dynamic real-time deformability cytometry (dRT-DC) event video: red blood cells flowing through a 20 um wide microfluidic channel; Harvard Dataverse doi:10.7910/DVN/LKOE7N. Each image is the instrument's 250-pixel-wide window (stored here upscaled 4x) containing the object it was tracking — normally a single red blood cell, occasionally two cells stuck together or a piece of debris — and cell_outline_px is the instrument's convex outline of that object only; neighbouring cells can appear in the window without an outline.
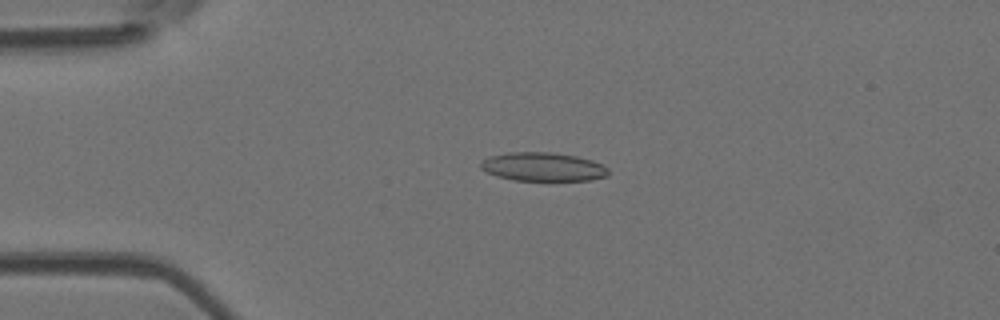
{"species": "Egyptian fruit bat (a non-hibernating species)", "species_latin": "Rousettus aegyptiacus", "temperature_condition": "room temperature", "stored_images_in_passage": 23, "camera_frame_rate_fps": 3000, "um_per_image_px": 0.085, "animal": {"sex": "female"}, "frame": {"image": 1, "passage_image": 12, "time_ms": 3.667, "image_size_px": [1000, 320], "cell_outline_px": [[608, 176], [592, 180], [512, 180], [496, 176], [484, 172], [480, 168], [480, 160], [488, 156], [508, 152], [548, 152], [576, 156], [592, 160], [608, 168]], "centroid_in_image_um": [46.09, 14.18], "position_along_channel_um": 38.9, "area_um2": 21.5}}
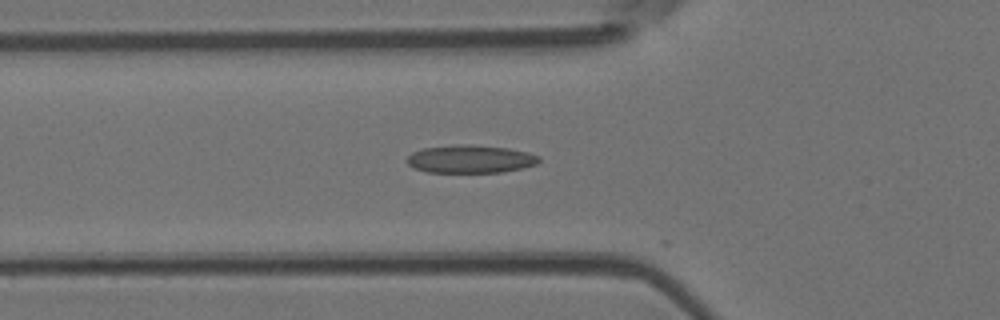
{"frame": {"image": 2, "passage_image": 18, "time_ms": 5.667, "image_size_px": [1000, 320], "cell_outline_px": [[540, 160], [536, 164], [520, 168], [500, 172], [428, 172], [412, 168], [404, 160], [412, 152], [424, 148], [452, 144], [472, 144], [508, 148], [528, 152], [540, 156]], "centroid_in_image_um": [39.94, 13.5], "position_along_channel_um": 85.9, "area_um2": 21.68}}
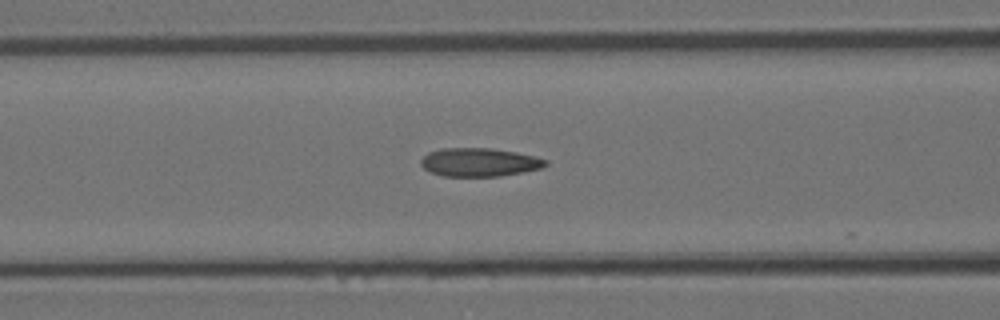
{"frame": {"image": 3, "passage_image": 21, "time_ms": 6.667, "image_size_px": [1000, 320], "cell_outline_px": [[548, 164], [540, 168], [500, 176], [444, 176], [432, 172], [424, 168], [420, 164], [420, 160], [428, 152], [440, 148], [492, 148], [516, 152], [548, 160]], "centroid_in_image_um": [40.71, 13.78], "position_along_channel_um": 125.9, "area_um2": 20.52}}